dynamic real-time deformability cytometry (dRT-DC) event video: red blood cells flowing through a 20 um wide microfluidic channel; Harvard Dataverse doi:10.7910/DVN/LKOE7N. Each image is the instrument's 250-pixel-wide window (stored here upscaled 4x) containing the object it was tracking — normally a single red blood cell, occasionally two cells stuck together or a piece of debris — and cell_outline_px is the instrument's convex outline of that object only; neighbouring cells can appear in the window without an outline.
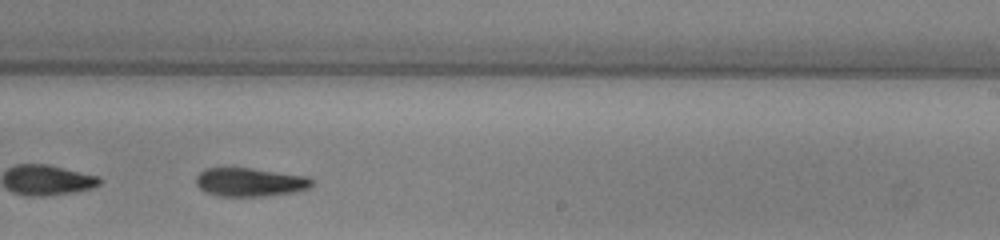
{"species": "common noctule bat (a hibernating species)", "species_latin": "Nyctalus noctula", "temperature_condition": "warm", "stored_images_in_passage": 31, "camera_frame_rate_fps": 3000, "um_per_image_px": 0.085, "animal": {"sex": "male", "body_mass_g": 13.0, "forearm_length_mm": 53.1}, "frame": {"image": 1, "passage_image": 18, "time_ms": 5.667, "image_size_px": [1000, 240], "cell_outline_px": [[312, 184], [308, 188], [292, 192], [264, 196], [216, 196], [204, 192], [196, 184], [196, 176], [204, 168], [252, 168], [308, 176], [312, 180]], "centroid_in_image_um": [21.2, 15.48], "position_along_channel_um": 267.8, "area_um2": 19.31}, "authors_computed_cell_mechanics": {"area_um2": 19.941, "velocity_mm_per_s": 3.844, "shape_relaxation_time_tau1_ms": 4.0426, "shape_relaxation_time_tau2_ms": null, "deformation_change_tau1": 0.1433, "deformation_change_tau2": null}}